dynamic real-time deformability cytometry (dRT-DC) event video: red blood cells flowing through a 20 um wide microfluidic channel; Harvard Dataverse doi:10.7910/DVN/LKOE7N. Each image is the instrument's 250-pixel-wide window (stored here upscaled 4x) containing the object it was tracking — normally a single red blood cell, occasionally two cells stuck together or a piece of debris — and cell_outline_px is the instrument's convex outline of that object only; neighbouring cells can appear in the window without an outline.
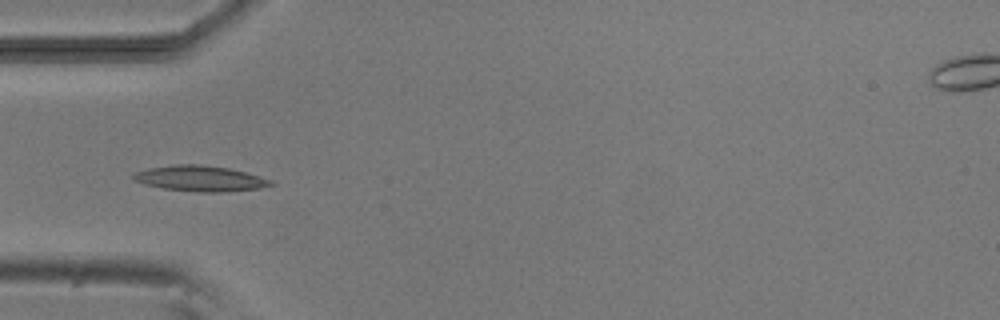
{"species": "common noctule bat (a hibernating species)", "species_latin": "Nyctalus noctula", "temperature_condition": "room temperature", "stored_images_in_passage": 6, "camera_frame_rate_fps": 3000, "um_per_image_px": 0.085, "animal": {"sex": "male", "body_mass_g": 20.5, "forearm_length_mm": 52.5}, "frame": {"image": 1, "passage_image": 5, "time_ms": 4.667, "image_size_px": [1000, 320], "cell_outline_px": [[276, 184], [260, 188], [220, 192], [196, 192], [164, 188], [144, 184], [136, 180], [132, 176], [136, 172], [148, 168], [176, 164], [200, 164], [228, 168], [244, 172], [272, 180]], "centroid_in_image_um": [17.03, 15.17], "position_along_channel_um": 68.0, "area_um2": 20.29}}
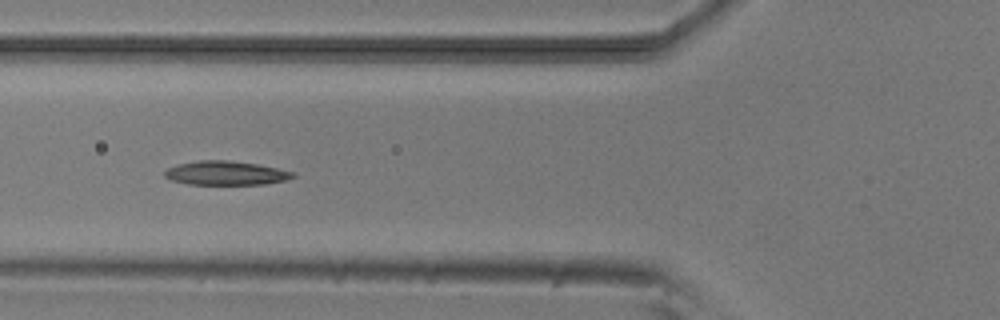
{"frame": {"image": 2, "passage_image": 6, "time_ms": 5.667, "image_size_px": [1000, 320], "cell_outline_px": [[296, 176], [288, 180], [264, 184], [188, 184], [172, 180], [164, 176], [164, 172], [168, 168], [180, 164], [200, 160], [228, 160], [256, 164], [296, 172]], "centroid_in_image_um": [19.24, 14.71], "position_along_channel_um": 106.6, "area_um2": 17.8}}